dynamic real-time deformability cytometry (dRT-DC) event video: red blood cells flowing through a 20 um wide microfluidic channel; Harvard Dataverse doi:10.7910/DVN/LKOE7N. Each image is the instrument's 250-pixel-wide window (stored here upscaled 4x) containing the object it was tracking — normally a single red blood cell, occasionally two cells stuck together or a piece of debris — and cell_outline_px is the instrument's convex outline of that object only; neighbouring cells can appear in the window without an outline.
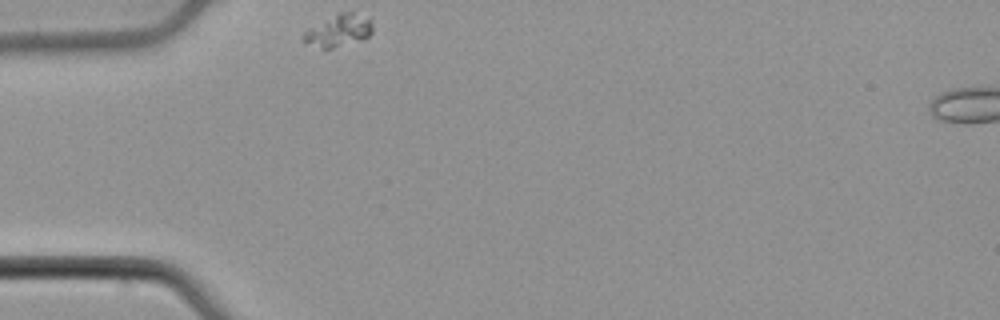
{"species": "common noctule bat (a hibernating species)", "species_latin": "Nyctalus noctula", "temperature_condition": "cold", "stored_images_in_passage": 31, "camera_frame_rate_fps": 3000, "um_per_image_px": 0.085, "animal": {"sex": "male", "body_mass_g": 21.5, "forearm_length_mm": 52.0}, "frame": {"image": 1, "passage_image": 1, "time_ms": 0.0, "image_size_px": [1000, 320], "cell_outline_px": [[372, 32], [364, 40], [332, 48], [324, 48], [300, 40], [300, 36], [308, 28], [340, 12], [352, 12], [372, 20]], "centroid_in_image_um": [28.78, 2.61], "position_along_channel_um": 56.2, "area_um2": 12.83}}
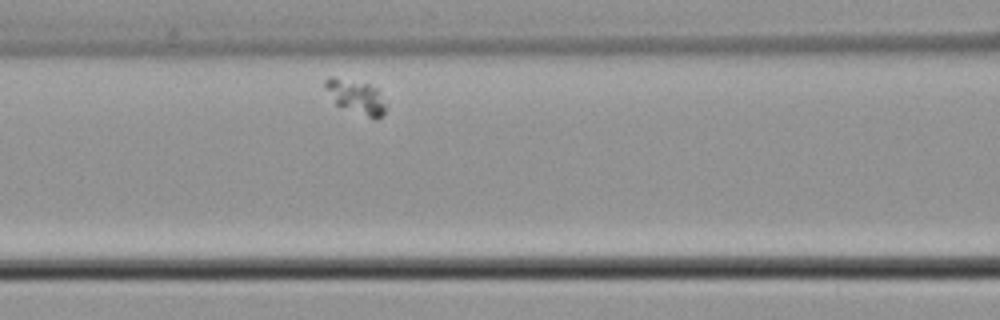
{"frame": {"image": 2, "passage_image": 9, "time_ms": 2.667, "image_size_px": [1000, 320], "cell_outline_px": [[384, 116], [376, 120], [372, 120], [336, 104], [324, 84], [324, 80], [328, 76], [332, 76], [368, 84], [376, 88], [384, 104]], "centroid_in_image_um": [30.26, 8.25], "position_along_channel_um": 136.3, "area_um2": 11.79}}
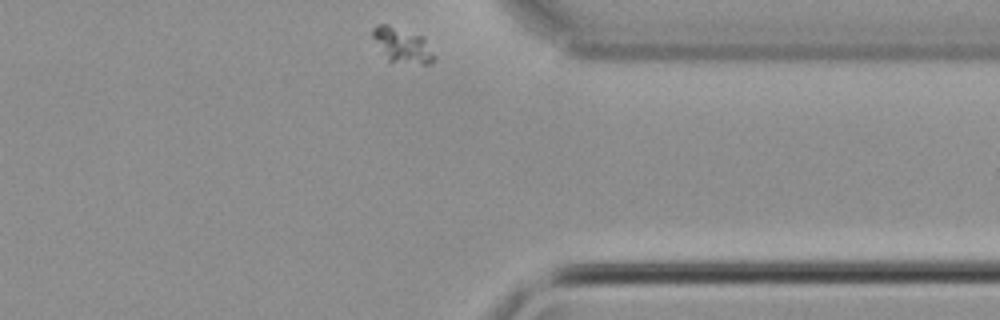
{"frame": {"image": 3, "passage_image": 31, "time_ms": 10.0, "image_size_px": [1000, 320], "cell_outline_px": [[432, 60], [428, 64], [420, 64], [388, 60], [372, 36], [372, 28], [376, 24], [388, 24], [420, 36], [424, 40], [432, 56]], "centroid_in_image_um": [34.1, 3.81], "position_along_channel_um": 377.3, "area_um2": 11.73}}